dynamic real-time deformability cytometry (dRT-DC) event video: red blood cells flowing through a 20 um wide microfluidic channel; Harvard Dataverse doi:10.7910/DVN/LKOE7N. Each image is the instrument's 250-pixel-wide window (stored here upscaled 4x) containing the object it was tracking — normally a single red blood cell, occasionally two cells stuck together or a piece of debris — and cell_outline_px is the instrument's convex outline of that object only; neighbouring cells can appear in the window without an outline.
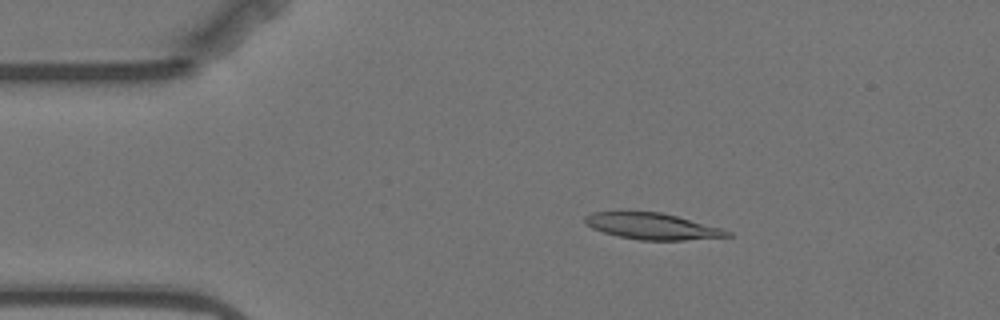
{"species": "Egyptian fruit bat (a non-hibernating species)", "species_latin": "Rousettus aegyptiacus", "temperature_condition": "warm", "stored_images_in_passage": 4, "camera_frame_rate_fps": 3000, "um_per_image_px": 0.085, "animal": {"sex": "female"}, "frame": {"image": 1, "passage_image": 3, "time_ms": 2.333, "image_size_px": [1000, 320], "cell_outline_px": [[732, 236], [684, 240], [640, 240], [620, 236], [604, 232], [592, 228], [584, 220], [584, 216], [592, 212], [660, 212], [676, 216], [720, 228], [732, 232]], "centroid_in_image_um": [55.44, 19.23], "position_along_channel_um": 29.6, "area_um2": 21.39}}